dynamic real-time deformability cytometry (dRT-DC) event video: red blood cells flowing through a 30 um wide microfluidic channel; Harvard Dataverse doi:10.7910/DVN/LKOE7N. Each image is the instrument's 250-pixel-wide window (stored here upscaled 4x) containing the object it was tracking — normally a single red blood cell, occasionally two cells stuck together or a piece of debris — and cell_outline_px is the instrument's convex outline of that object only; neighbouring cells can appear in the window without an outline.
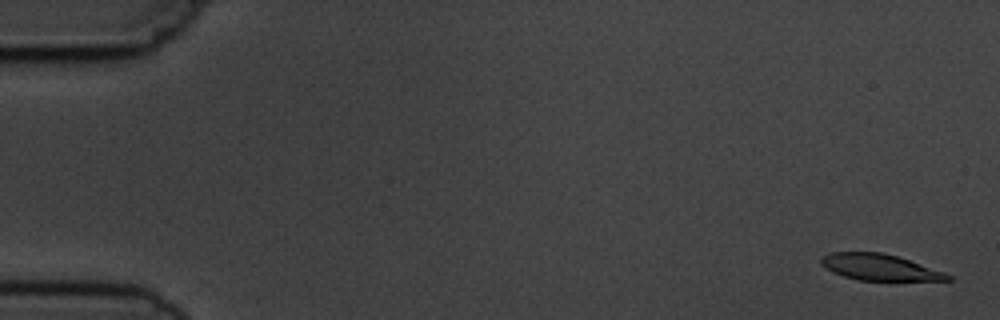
{"species": "common noctule bat (a hibernating species)", "species_latin": "Nyctalus noctula", "temperature_condition": "cold", "stored_images_in_passage": 5, "camera_frame_rate_fps": 3000, "um_per_image_px": 0.085, "animal": {"sex": "male", "body_mass_g": 19.5, "forearm_length_mm": 54.6}, "frame": {"image": 1, "passage_image": 1, "time_ms": 0.0, "image_size_px": [1000, 320], "cell_outline_px": [[952, 280], [856, 280], [832, 272], [820, 264], [820, 256], [832, 252], [880, 252], [896, 256], [944, 272], [952, 276]], "centroid_in_image_um": [74.7, 22.71], "position_along_channel_um": 10.3, "area_um2": 19.13}}
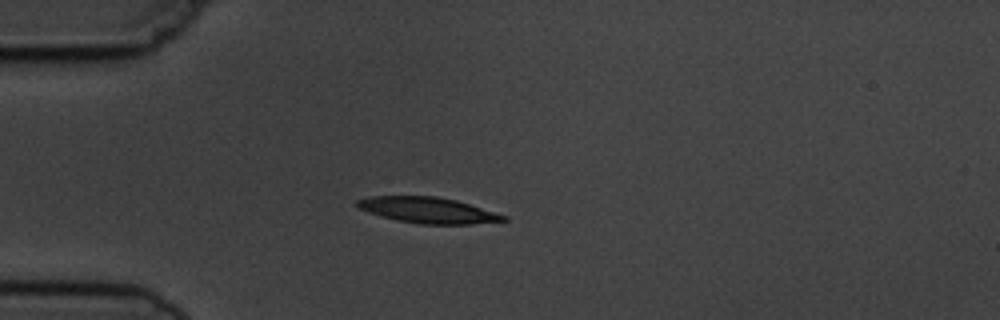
{"frame": {"image": 2, "passage_image": 4, "time_ms": 4.333, "image_size_px": [1000, 320], "cell_outline_px": [[508, 220], [472, 224], [420, 224], [380, 216], [368, 212], [360, 208], [356, 204], [356, 200], [368, 196], [436, 196], [456, 200], [508, 216]], "centroid_in_image_um": [36.38, 17.86], "position_along_channel_um": 48.6, "area_um2": 21.91}}